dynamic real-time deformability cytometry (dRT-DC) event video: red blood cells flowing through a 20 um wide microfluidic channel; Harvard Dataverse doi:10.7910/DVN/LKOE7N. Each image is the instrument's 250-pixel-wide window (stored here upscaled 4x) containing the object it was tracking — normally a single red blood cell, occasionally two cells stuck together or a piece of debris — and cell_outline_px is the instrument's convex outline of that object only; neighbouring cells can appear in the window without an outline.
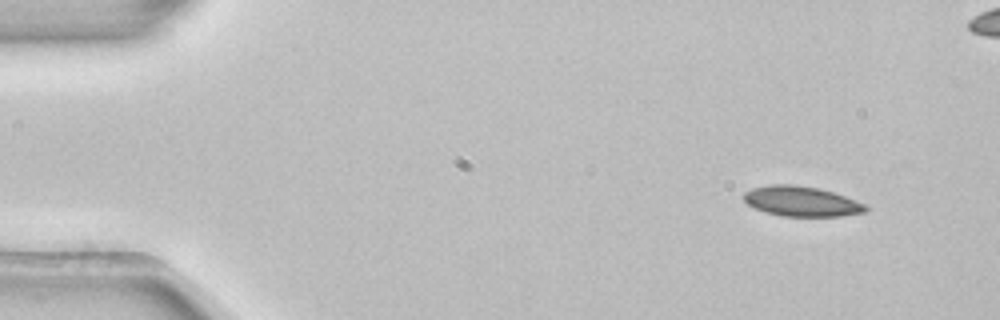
{"species": "common noctule bat (a hibernating species)", "species_latin": "Nyctalus noctula", "temperature_condition": "room temperature", "stored_images_in_passage": 4, "camera_frame_rate_fps": 3000, "um_per_image_px": 0.085, "animal": {"sex": "female", "body_mass_g": 22.7, "forearm_length_mm": 54.2}, "frame": {"image": 1, "passage_image": 1, "time_ms": 0.0, "image_size_px": [1000, 320], "cell_outline_px": [[868, 208], [864, 212], [840, 216], [780, 216], [764, 212], [748, 204], [744, 200], [744, 192], [752, 188], [768, 184], [796, 184], [820, 188], [844, 196], [864, 204]], "centroid_in_image_um": [68.08, 17.1], "position_along_channel_um": 16.9, "area_um2": 21.33}}